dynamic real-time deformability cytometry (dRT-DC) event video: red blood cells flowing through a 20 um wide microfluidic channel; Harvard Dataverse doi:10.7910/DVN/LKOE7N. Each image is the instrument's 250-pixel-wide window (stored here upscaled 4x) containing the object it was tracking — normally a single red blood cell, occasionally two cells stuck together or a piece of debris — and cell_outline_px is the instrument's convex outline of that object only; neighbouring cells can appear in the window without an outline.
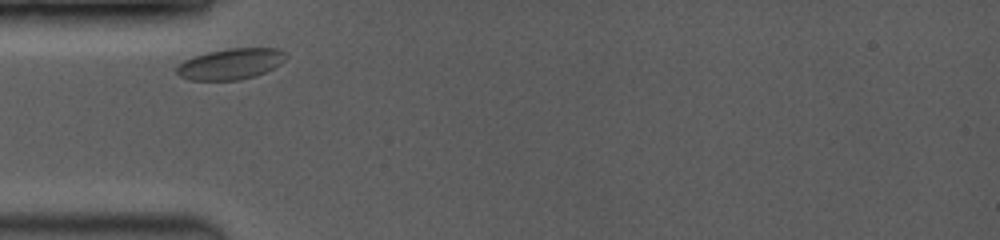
{"species": "common noctule bat (a hibernating species)", "species_latin": "Nyctalus noctula", "temperature_condition": "room temperature", "stored_images_in_passage": 26, "camera_frame_rate_fps": 3500, "um_per_image_px": 0.085, "animal": {"sex": "female", "body_mass_g": 19.0, "forearm_length_mm": 53.3}, "frame": {"image": 1, "passage_image": 1, "time_ms": 0.0, "image_size_px": [1000, 240], "cell_outline_px": [[288, 56], [280, 64], [264, 72], [240, 80], [188, 80], [180, 76], [176, 72], [176, 68], [184, 60], [192, 56], [208, 52], [228, 48], [280, 48], [288, 52]], "centroid_in_image_um": [19.62, 5.42], "position_along_channel_um": 65.4, "area_um2": 19.77}}
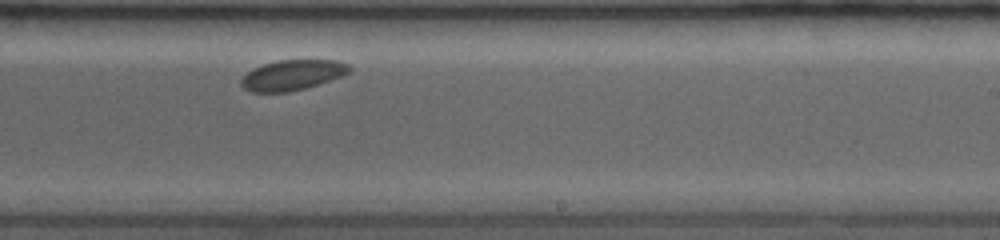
{"frame": {"image": 2, "passage_image": 15, "time_ms": 5.429, "image_size_px": [1000, 240], "cell_outline_px": [[352, 68], [348, 72], [340, 76], [304, 88], [288, 92], [252, 92], [244, 88], [240, 84], [240, 80], [252, 68], [276, 60], [336, 60], [348, 64]], "centroid_in_image_um": [24.81, 6.37], "position_along_channel_um": 264.2, "area_um2": 18.84}}
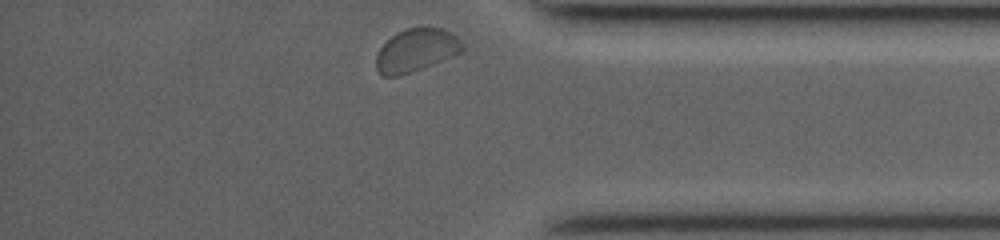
{"frame": {"image": 3, "passage_image": 26, "time_ms": 9.143, "image_size_px": [1000, 240], "cell_outline_px": [[464, 48], [460, 52], [452, 56], [400, 76], [384, 76], [376, 68], [376, 56], [380, 48], [396, 32], [404, 28], [444, 28], [452, 32], [464, 44]], "centroid_in_image_um": [35.37, 4.25], "position_along_channel_um": 399.8, "area_um2": 21.33}, "authors_computed_cell_mechanics": {"area_um2": 20.2011, "velocity_mm_per_s": 3.7029, "shape_relaxation_time_tau1_ms": null, "shape_relaxation_time_tau2_ms": 6.7206, "deformation_change_tau1": null, "deformation_change_tau2": 0.0417}}